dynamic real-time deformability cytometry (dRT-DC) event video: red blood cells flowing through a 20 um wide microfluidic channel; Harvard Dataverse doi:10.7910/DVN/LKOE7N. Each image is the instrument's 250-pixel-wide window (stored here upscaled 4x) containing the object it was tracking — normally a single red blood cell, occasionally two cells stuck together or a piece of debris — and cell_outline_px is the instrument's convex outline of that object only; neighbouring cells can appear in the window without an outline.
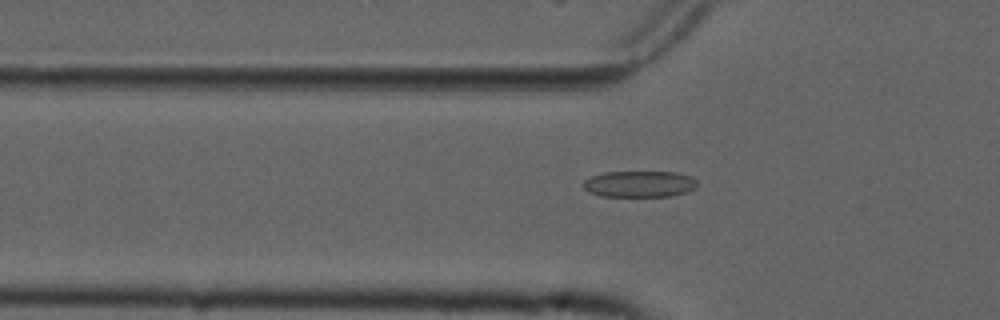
{"species": "common noctule bat (a hibernating species)", "species_latin": "Nyctalus noctula", "temperature_condition": "cold", "stored_images_in_passage": 54, "camera_frame_rate_fps": 3000, "um_per_image_px": 0.085, "animal": {"sex": "male", "forearm_length_mm": 52.5}, "frame": {"image": 1, "passage_image": 18, "time_ms": 5.667, "image_size_px": [1000, 320], "cell_outline_px": [[696, 188], [688, 192], [672, 196], [600, 196], [588, 192], [584, 188], [584, 180], [592, 176], [604, 172], [676, 172], [692, 176], [696, 180]], "centroid_in_image_um": [54.38, 15.64], "position_along_channel_um": 71.4, "area_um2": 17.57}}
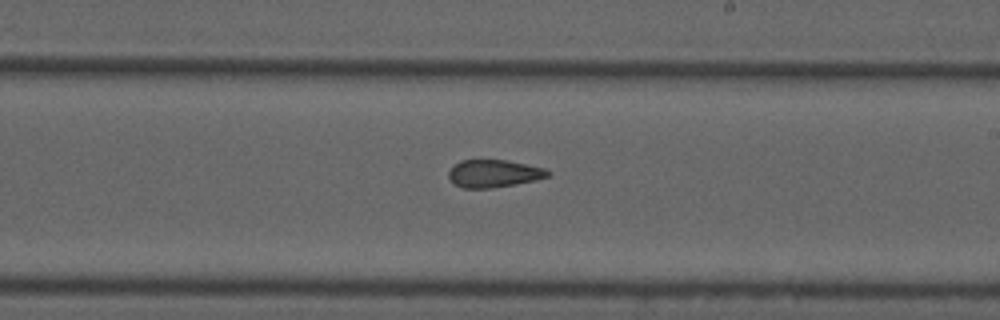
{"frame": {"image": 2, "passage_image": 32, "time_ms": 10.333, "image_size_px": [1000, 320], "cell_outline_px": [[552, 172], [548, 176], [536, 180], [516, 184], [492, 188], [464, 188], [456, 184], [448, 176], [448, 172], [460, 160], [504, 160], [544, 168]], "centroid_in_image_um": [41.99, 14.75], "position_along_channel_um": 247.0, "area_um2": 15.72}}
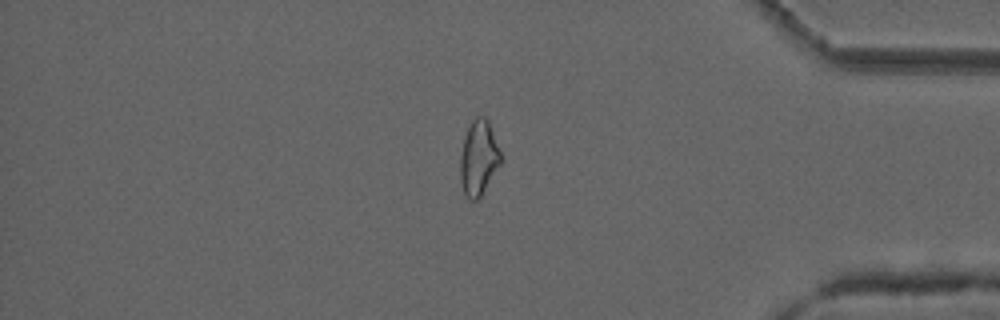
{"frame": {"image": 3, "passage_image": 46, "time_ms": 15.0, "image_size_px": [1000, 320], "cell_outline_px": [[504, 160], [480, 200], [468, 200], [464, 192], [460, 180], [460, 156], [464, 136], [472, 120], [476, 116], [484, 116], [488, 120]], "centroid_in_image_um": [40.71, 13.47], "position_along_channel_um": 394.5, "area_um2": 18.26}, "authors_computed_cell_mechanics": {"area_um2": 17.5712, "velocity_mm_per_s": 3.7623, "shape_relaxation_time_tau1_ms": null, "shape_relaxation_time_tau2_ms": 2.5473, "deformation_change_tau1": null, "deformation_change_tau2": 0.1048}}